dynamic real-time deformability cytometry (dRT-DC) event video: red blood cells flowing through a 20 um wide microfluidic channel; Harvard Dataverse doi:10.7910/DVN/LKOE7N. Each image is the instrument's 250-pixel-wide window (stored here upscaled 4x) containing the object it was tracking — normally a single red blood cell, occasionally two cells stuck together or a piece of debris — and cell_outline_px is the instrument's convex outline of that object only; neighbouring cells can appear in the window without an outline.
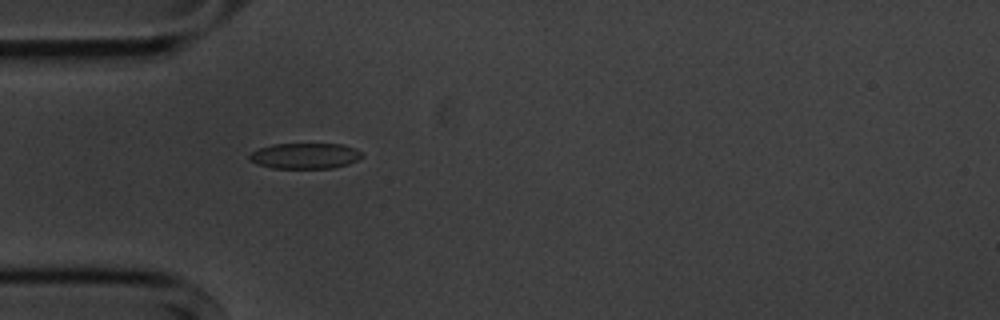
{"species": "common noctule bat (a hibernating species)", "species_latin": "Nyctalus noctula", "temperature_condition": "cold", "stored_images_in_passage": 2, "camera_frame_rate_fps": 3000, "um_per_image_px": 0.085, "animal": {"sex": "male", "body_mass_g": 20.1, "forearm_length_mm": 53.5}, "frame": {"image": 1, "passage_image": 2, "time_ms": 1.333, "image_size_px": [1000, 320], "cell_outline_px": [[364, 156], [348, 164], [332, 168], [272, 168], [256, 164], [248, 160], [248, 156], [252, 152], [260, 148], [272, 144], [344, 144], [356, 148], [364, 152]], "centroid_in_image_um": [25.95, 13.24], "position_along_channel_um": 59.1, "area_um2": 17.05}}